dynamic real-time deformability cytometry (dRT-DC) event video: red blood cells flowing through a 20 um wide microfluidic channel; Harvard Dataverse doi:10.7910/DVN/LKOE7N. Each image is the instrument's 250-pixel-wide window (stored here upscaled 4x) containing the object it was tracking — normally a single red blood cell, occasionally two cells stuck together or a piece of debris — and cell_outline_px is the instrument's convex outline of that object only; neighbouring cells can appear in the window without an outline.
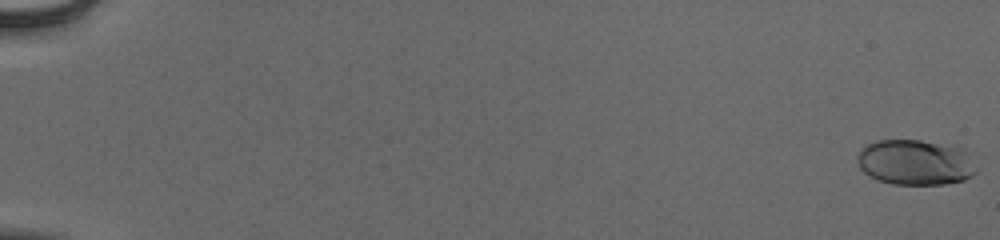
{"species": "human", "species_latin": "Homo sapiens", "temperature_condition": "cold", "stored_images_in_passage": 56, "camera_frame_rate_fps": 3000, "um_per_image_px": 0.085, "donor": {"sex": "male"}, "frame": {"image": 1, "passage_image": 1, "time_ms": 0.0, "image_size_px": [1000, 240], "cell_outline_px": [[976, 172], [972, 176], [964, 180], [944, 184], [892, 184], [880, 180], [864, 172], [860, 168], [860, 148], [876, 140], [920, 140], [936, 144], [964, 152]], "centroid_in_image_um": [77.73, 13.82], "position_along_channel_um": 7.3, "area_um2": 30.23}}
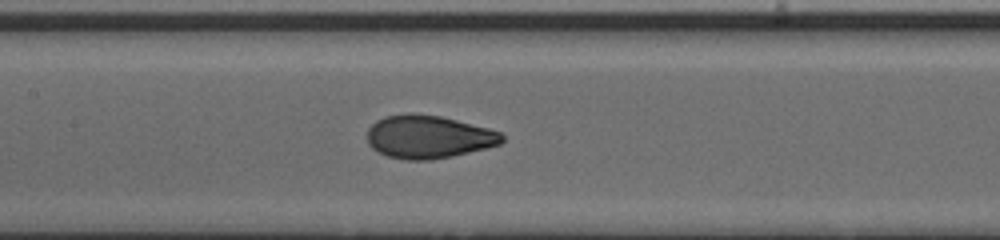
{"frame": {"image": 2, "passage_image": 30, "time_ms": 9.667, "image_size_px": [1000, 240], "cell_outline_px": [[504, 140], [500, 144], [452, 156], [428, 160], [404, 160], [388, 156], [372, 148], [368, 144], [368, 128], [376, 120], [384, 116], [408, 112], [412, 112], [440, 116], [488, 128], [500, 132], [504, 136]], "centroid_in_image_um": [36.39, 11.62], "position_along_channel_um": 171.0, "area_um2": 33.81}}
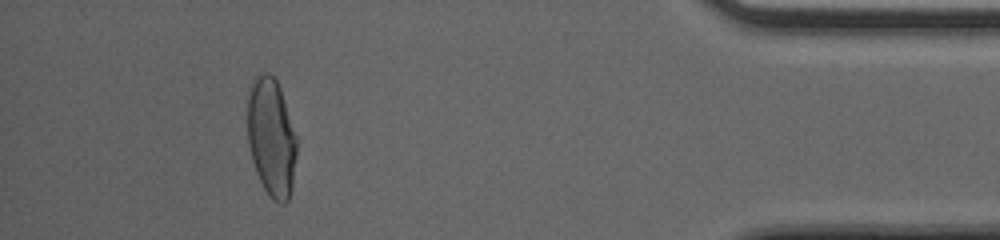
{"frame": {"image": 3, "passage_image": 52, "time_ms": 17.0, "image_size_px": [1000, 240], "cell_outline_px": [[296, 156], [292, 188], [288, 200], [284, 204], [280, 204], [272, 200], [264, 188], [256, 172], [252, 160], [248, 144], [248, 88], [252, 80], [256, 76], [264, 72], [268, 72], [276, 80], [280, 88], [296, 136]], "centroid_in_image_um": [23.06, 11.68], "position_along_channel_um": 412.1, "area_um2": 33.99}, "authors_computed_cell_mechanics": {"area_um2": 33.1194, "velocity_mm_per_s": 3.9082, "shape_relaxation_time_tau1_ms": 4.2937, "shape_relaxation_time_tau2_ms": null, "deformation_change_tau1": 0.1902, "deformation_change_tau2": null}}